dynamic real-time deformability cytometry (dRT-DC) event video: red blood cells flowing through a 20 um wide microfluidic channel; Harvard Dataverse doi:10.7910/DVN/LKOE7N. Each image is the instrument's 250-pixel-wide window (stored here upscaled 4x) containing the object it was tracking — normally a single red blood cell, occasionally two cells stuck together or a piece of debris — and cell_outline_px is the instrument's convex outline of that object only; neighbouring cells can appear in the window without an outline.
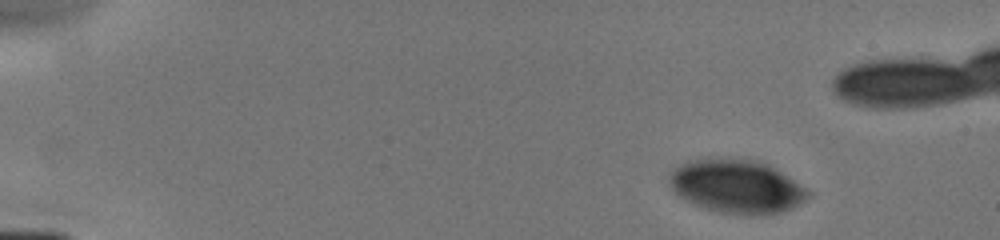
{"species": "human", "species_latin": "Homo sapiens", "temperature_condition": "cold", "stored_images_in_passage": 7, "camera_frame_rate_fps": 3000, "um_per_image_px": 0.085, "donor": {"sex": "male"}, "frame": {"image": 1, "passage_image": 1, "time_ms": 0.0, "image_size_px": [1000, 240], "cell_outline_px": [[812, 196], [792, 208], [780, 212], [764, 216], [752, 216], [720, 212], [704, 208], [680, 196], [668, 184], [668, 176], [680, 164], [688, 160], [752, 160], [768, 164], [788, 176], [812, 192]], "centroid_in_image_um": [62.66, 15.89], "position_along_channel_um": 22.3, "area_um2": 42.83}}